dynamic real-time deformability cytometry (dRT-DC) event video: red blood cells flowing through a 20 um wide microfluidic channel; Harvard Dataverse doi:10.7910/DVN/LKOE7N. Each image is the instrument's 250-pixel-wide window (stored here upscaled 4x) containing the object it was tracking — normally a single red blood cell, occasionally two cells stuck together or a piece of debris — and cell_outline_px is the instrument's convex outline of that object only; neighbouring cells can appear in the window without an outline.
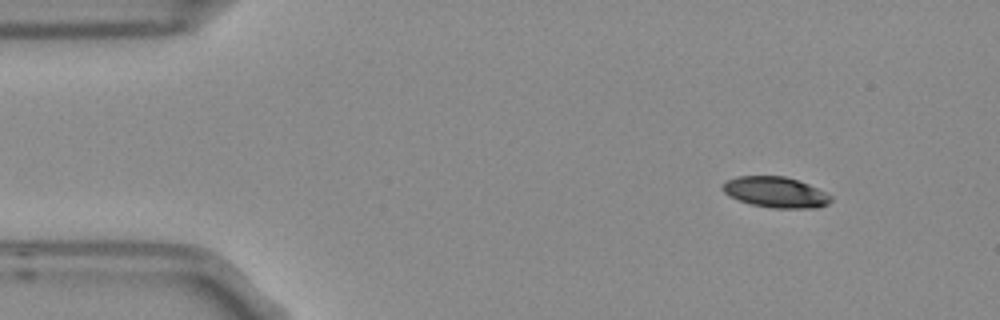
{"species": "Egyptian fruit bat (a non-hibernating species)", "species_latin": "Rousettus aegyptiacus", "temperature_condition": "room temperature", "stored_images_in_passage": 14, "camera_frame_rate_fps": 3000, "um_per_image_px": 0.085, "frame": {"image": 1, "passage_image": 2, "time_ms": 0.333, "image_size_px": [1000, 320], "cell_outline_px": [[832, 200], [828, 204], [816, 208], [772, 208], [752, 204], [728, 196], [720, 188], [728, 180], [736, 176], [784, 176], [808, 184], [832, 196]], "centroid_in_image_um": [65.92, 16.34], "position_along_channel_um": 19.1, "area_um2": 19.25}}
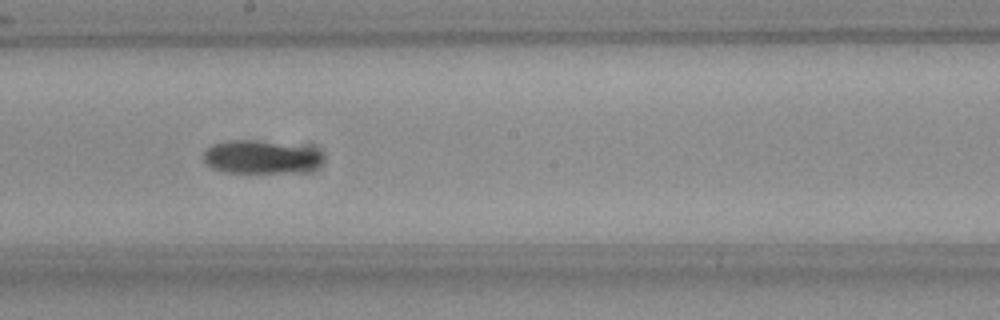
{"frame": {"image": 2, "passage_image": 8, "time_ms": 2.333, "image_size_px": [1000, 320], "cell_outline_px": [[320, 160], [312, 168], [292, 172], [224, 172], [212, 168], [204, 160], [204, 152], [212, 144], [228, 140], [256, 140], [304, 148], [320, 152]], "centroid_in_image_um": [22.03, 13.35], "position_along_channel_um": 226.2, "area_um2": 22.2}}
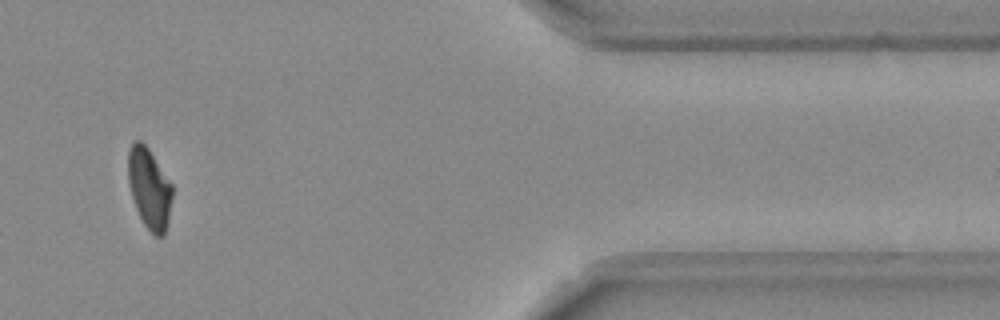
{"frame": {"image": 3, "passage_image": 13, "time_ms": 4.0, "image_size_px": [1000, 320], "cell_outline_px": [[172, 196], [164, 236], [156, 236], [144, 224], [136, 208], [128, 184], [128, 148], [136, 140], [140, 140], [148, 148], [172, 184]], "centroid_in_image_um": [12.67, 15.98], "position_along_channel_um": 398.7, "area_um2": 20.4}}